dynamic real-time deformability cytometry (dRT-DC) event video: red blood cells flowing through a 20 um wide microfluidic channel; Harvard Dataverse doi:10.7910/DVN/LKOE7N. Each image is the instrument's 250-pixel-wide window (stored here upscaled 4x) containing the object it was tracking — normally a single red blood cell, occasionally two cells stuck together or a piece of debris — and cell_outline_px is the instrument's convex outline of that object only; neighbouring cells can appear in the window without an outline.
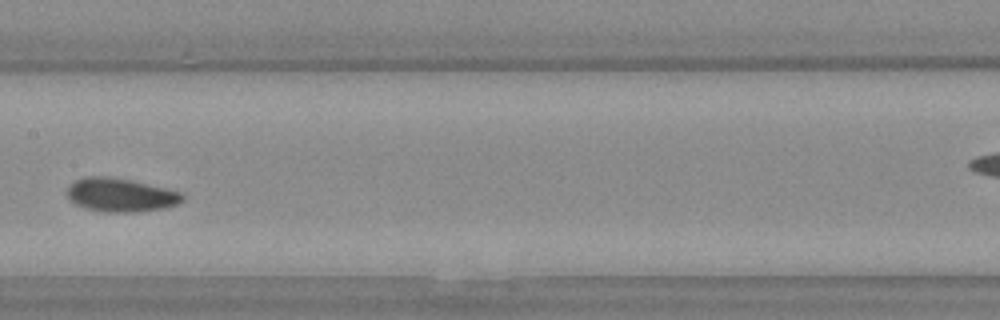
{"species": "Egyptian fruit bat (a non-hibernating species)", "species_latin": "Rousettus aegyptiacus", "temperature_condition": "warm", "stored_images_in_passage": 29, "camera_frame_rate_fps": 3000, "um_per_image_px": 0.085, "animal": {"sex": "female"}, "frame": {"image": 1, "passage_image": 13, "time_ms": 4.0, "image_size_px": [1000, 320], "cell_outline_px": [[184, 200], [168, 208], [136, 212], [100, 212], [76, 204], [68, 196], [68, 188], [76, 180], [88, 176], [108, 176], [132, 180], [180, 192], [184, 196]], "centroid_in_image_um": [10.29, 16.58], "position_along_channel_um": 197.1, "area_um2": 22.43}}